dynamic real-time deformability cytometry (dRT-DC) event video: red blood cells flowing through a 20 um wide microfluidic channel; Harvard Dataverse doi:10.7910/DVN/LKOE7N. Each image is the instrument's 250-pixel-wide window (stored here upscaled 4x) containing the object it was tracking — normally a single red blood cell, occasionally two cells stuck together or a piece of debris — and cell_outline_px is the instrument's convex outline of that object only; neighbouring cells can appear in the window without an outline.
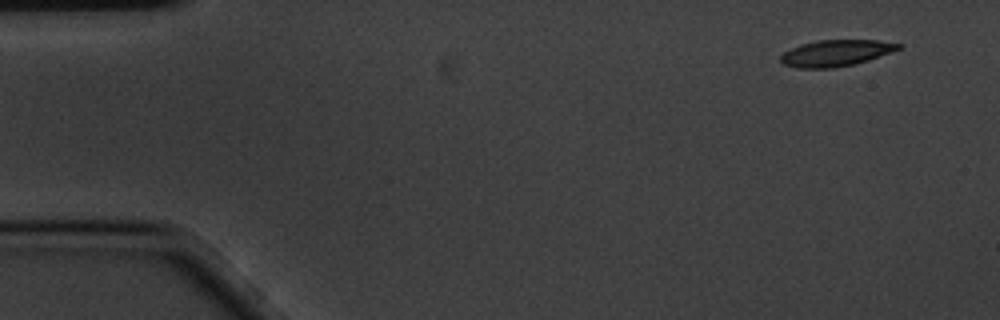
{"species": "common noctule bat (a hibernating species)", "species_latin": "Nyctalus noctula", "temperature_condition": "cold", "stored_images_in_passage": 9, "camera_frame_rate_fps": 3000, "um_per_image_px": 0.085, "animal": {"sex": "male", "body_mass_g": 20.1, "forearm_length_mm": 53.5}, "frame": {"image": 1, "passage_image": 1, "time_ms": 0.0, "image_size_px": [1000, 320], "cell_outline_px": [[900, 48], [868, 60], [852, 64], [832, 68], [796, 68], [784, 64], [780, 60], [780, 56], [784, 52], [800, 44], [816, 40], [876, 40], [900, 44]], "centroid_in_image_um": [70.98, 4.51], "position_along_channel_um": 14.0, "area_um2": 17.8}}
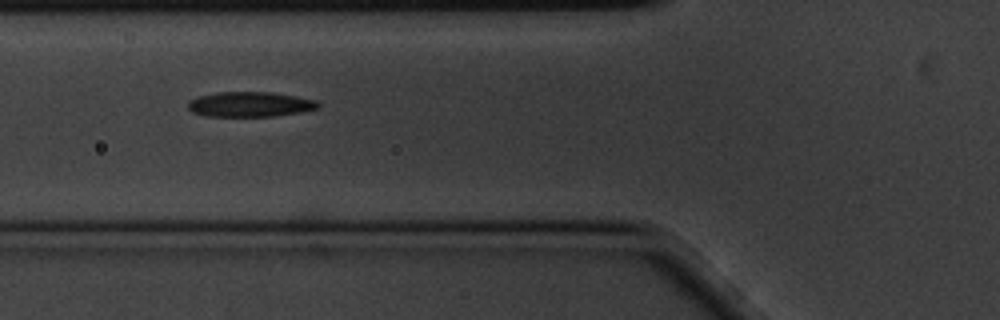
{"frame": {"image": 2, "passage_image": 6, "time_ms": 1.667, "image_size_px": [1000, 320], "cell_outline_px": [[320, 108], [300, 112], [276, 116], [208, 116], [192, 112], [188, 108], [188, 100], [200, 96], [216, 92], [272, 92], [296, 96], [316, 100], [320, 104]], "centroid_in_image_um": [21.27, 8.86], "position_along_channel_um": 104.5, "area_um2": 19.02}}
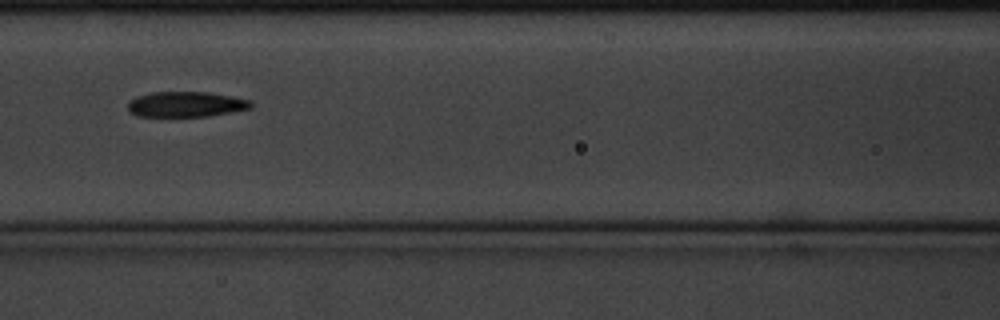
{"frame": {"image": 3, "passage_image": 7, "time_ms": 2.0, "image_size_px": [1000, 320], "cell_outline_px": [[252, 104], [248, 108], [232, 112], [208, 116], [136, 116], [128, 112], [128, 100], [136, 96], [152, 92], [208, 92], [232, 96], [248, 100]], "centroid_in_image_um": [15.73, 8.86], "position_along_channel_um": 150.9, "area_um2": 18.15}}